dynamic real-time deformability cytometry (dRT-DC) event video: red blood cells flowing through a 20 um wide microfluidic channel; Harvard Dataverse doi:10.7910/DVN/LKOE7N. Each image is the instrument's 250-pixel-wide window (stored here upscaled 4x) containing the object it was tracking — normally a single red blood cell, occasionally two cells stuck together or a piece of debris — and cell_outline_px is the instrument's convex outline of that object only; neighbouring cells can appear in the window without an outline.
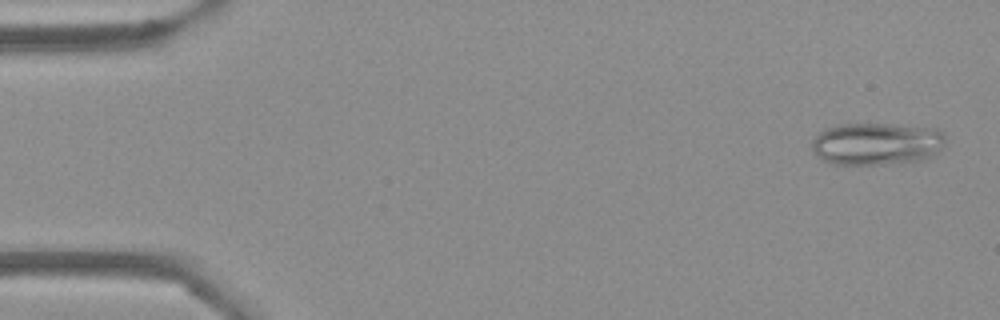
{"species": "Egyptian fruit bat (a non-hibernating species)", "species_latin": "Rousettus aegyptiacus", "temperature_condition": "cold", "stored_images_in_passage": 53, "camera_frame_rate_fps": 3000, "um_per_image_px": 0.085, "frame": {"image": 1, "passage_image": 2, "time_ms": 0.333, "image_size_px": [1000, 320], "cell_outline_px": [[944, 144], [928, 160], [900, 164], [836, 164], [824, 160], [816, 156], [812, 148], [812, 140], [824, 128], [840, 124], [884, 124], [940, 128], [944, 132]], "centroid_in_image_um": [74.55, 12.23], "position_along_channel_um": 10.4, "area_um2": 33.41}}
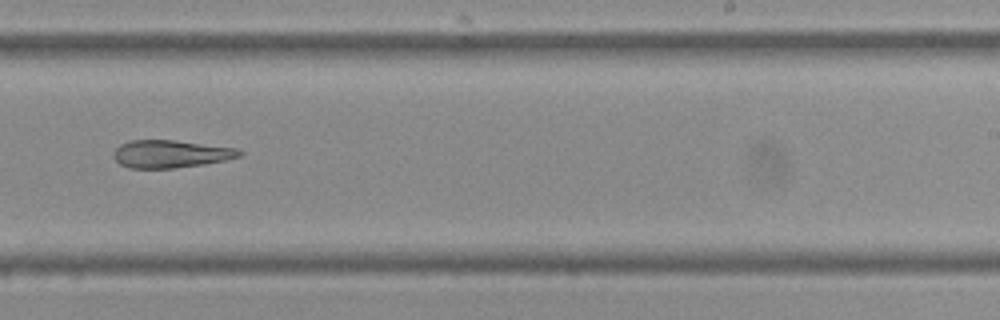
{"frame": {"image": 2, "passage_image": 33, "time_ms": 10.667, "image_size_px": [1000, 320], "cell_outline_px": [[244, 152], [240, 156], [224, 160], [204, 164], [172, 168], [128, 168], [120, 164], [112, 156], [112, 152], [120, 144], [128, 140], [172, 140], [236, 148]], "centroid_in_image_um": [14.45, 13.08], "position_along_channel_um": 274.5, "area_um2": 20.23}}
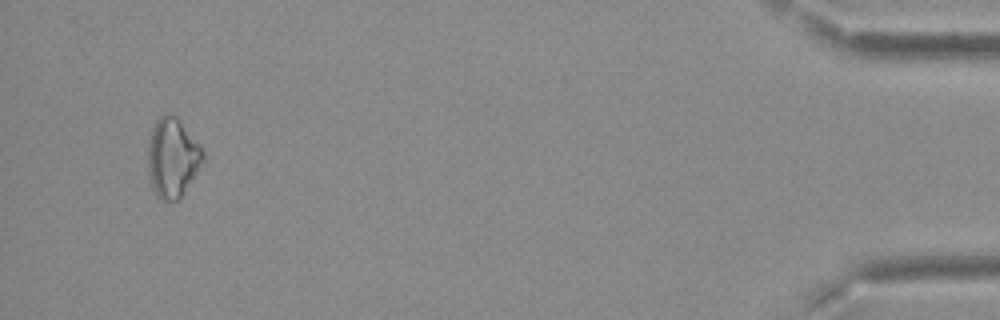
{"frame": {"image": 3, "passage_image": 51, "time_ms": 16.667, "image_size_px": [1000, 320], "cell_outline_px": [[204, 160], [180, 196], [176, 200], [160, 200], [156, 196], [152, 188], [148, 176], [148, 140], [152, 128], [156, 120], [164, 112], [168, 112], [176, 116], [200, 144], [204, 152]], "centroid_in_image_um": [14.63, 13.36], "position_along_channel_um": 420.6, "area_um2": 25.43}}